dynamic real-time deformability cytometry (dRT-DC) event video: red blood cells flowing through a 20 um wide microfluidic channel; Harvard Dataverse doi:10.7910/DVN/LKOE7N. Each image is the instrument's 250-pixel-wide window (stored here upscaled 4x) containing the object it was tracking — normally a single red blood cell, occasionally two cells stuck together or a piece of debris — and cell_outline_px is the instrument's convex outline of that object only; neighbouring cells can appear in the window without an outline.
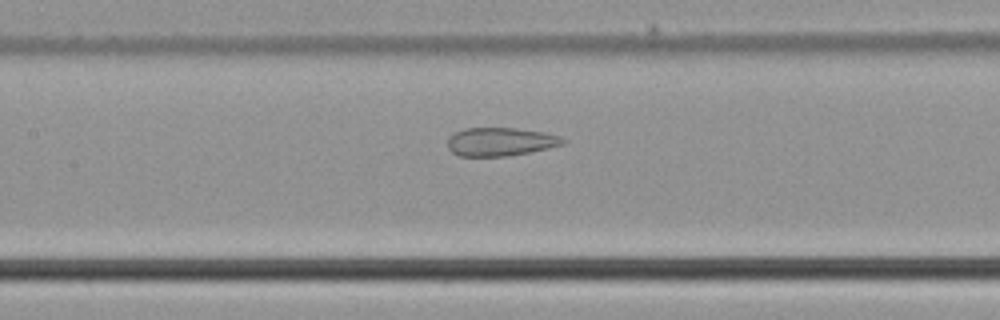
{"species": "common noctule bat (a hibernating species)", "species_latin": "Nyctalus noctula", "temperature_condition": "cold", "stored_images_in_passage": 50, "segment_of_instrument_passage": [2, 2], "camera_frame_rate_fps": 3000, "um_per_image_px": 0.085, "animal": {"sex": "male", "body_mass_g": 21.5, "forearm_length_mm": 52.0}, "frame": {"image": 1, "passage_image": 23, "time_ms": 7.333, "image_size_px": [1000, 320], "cell_outline_px": [[568, 140], [564, 144], [548, 148], [528, 152], [504, 156], [460, 156], [452, 152], [448, 148], [448, 136], [464, 128], [516, 128], [544, 132], [560, 136]], "centroid_in_image_um": [42.54, 12.04], "position_along_channel_um": 164.9, "area_um2": 19.07}}
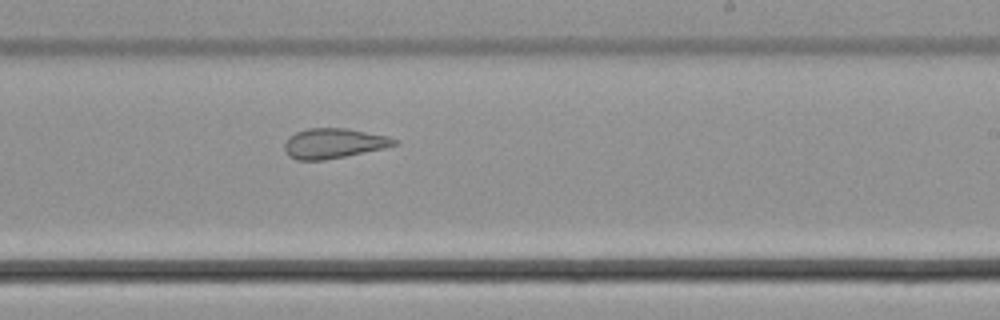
{"frame": {"image": 2, "passage_image": 30, "time_ms": 9.667, "image_size_px": [1000, 320], "cell_outline_px": [[400, 144], [384, 148], [324, 160], [296, 160], [288, 156], [284, 148], [284, 144], [288, 136], [296, 132], [308, 128], [348, 128], [388, 136], [400, 140]], "centroid_in_image_um": [28.37, 12.18], "position_along_channel_um": 260.6, "area_um2": 19.36}}
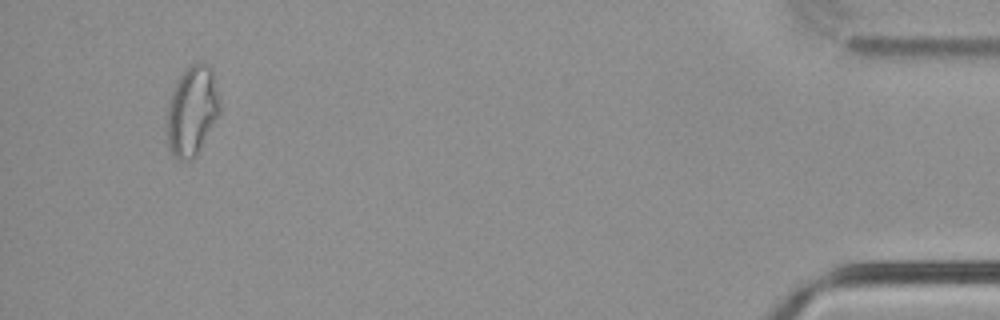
{"frame": {"image": 3, "passage_image": 47, "time_ms": 15.333, "image_size_px": [1000, 320], "cell_outline_px": [[220, 116], [196, 156], [192, 160], [176, 160], [168, 148], [164, 128], [168, 100], [176, 80], [188, 64], [208, 64], [212, 68], [220, 100]], "centroid_in_image_um": [16.29, 9.46], "position_along_channel_um": 418.9, "area_um2": 28.78}}